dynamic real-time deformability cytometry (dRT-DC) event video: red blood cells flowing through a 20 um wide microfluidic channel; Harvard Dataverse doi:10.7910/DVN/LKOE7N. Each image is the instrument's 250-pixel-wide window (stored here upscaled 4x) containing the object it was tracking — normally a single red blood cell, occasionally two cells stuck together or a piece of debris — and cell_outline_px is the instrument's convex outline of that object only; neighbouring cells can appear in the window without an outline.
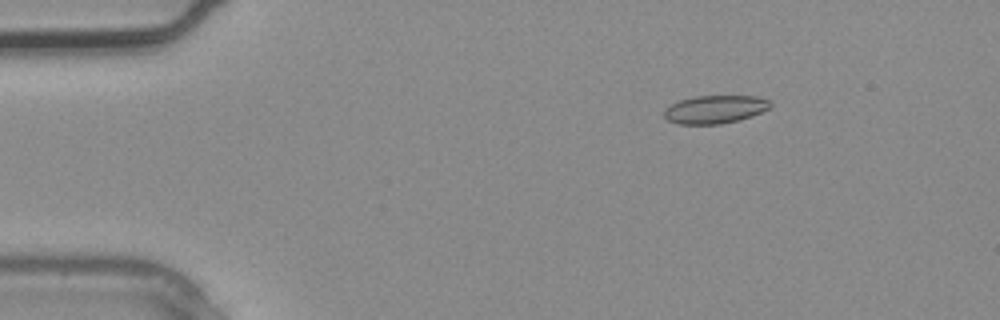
{"species": "common noctule bat (a hibernating species)", "species_latin": "Nyctalus noctula", "temperature_condition": "warm", "stored_images_in_passage": 3, "camera_frame_rate_fps": 3000, "um_per_image_px": 0.085, "animal": {"sex": "male", "body_mass_g": 20.4}, "frame": {"image": 1, "passage_image": 2, "time_ms": 0.333, "image_size_px": [1000, 320], "cell_outline_px": [[772, 104], [768, 108], [752, 116], [740, 120], [720, 124], [680, 124], [668, 120], [664, 116], [664, 108], [680, 100], [696, 96], [756, 96], [768, 100]], "centroid_in_image_um": [60.76, 9.3], "position_along_channel_um": 24.2, "area_um2": 17.28}}